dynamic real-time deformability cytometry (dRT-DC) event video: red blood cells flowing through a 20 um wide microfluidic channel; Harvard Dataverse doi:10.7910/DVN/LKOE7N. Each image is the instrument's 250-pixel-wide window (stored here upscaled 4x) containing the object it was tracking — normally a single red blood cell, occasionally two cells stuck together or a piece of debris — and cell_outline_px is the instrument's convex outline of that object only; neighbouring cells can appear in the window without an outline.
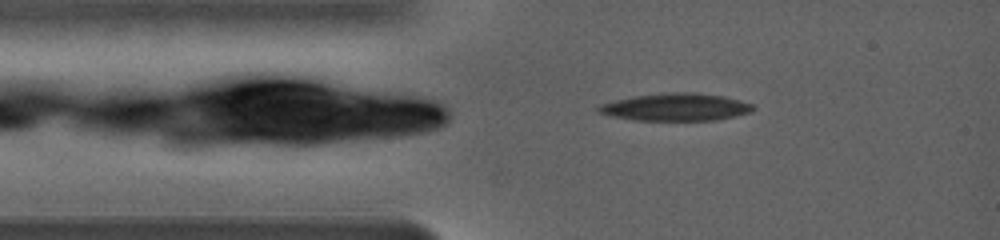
{"species": "common noctule bat (a hibernating species)", "species_latin": "Nyctalus noctula", "temperature_condition": "warm", "stored_images_in_passage": 31, "camera_frame_rate_fps": 5000, "um_per_image_px": 0.085, "animal": {"sex": "female", "body_mass_g": 19.0, "forearm_length_mm": 56.7}, "frame": {"image": 1, "passage_image": 8, "time_ms": 0.8, "image_size_px": [1000, 240], "cell_outline_px": [[756, 108], [752, 112], [736, 116], [716, 120], [636, 120], [612, 116], [596, 112], [596, 104], [632, 96], [672, 92], [696, 92], [724, 96], [740, 100], [752, 104]], "centroid_in_image_um": [57.42, 9.09], "position_along_channel_um": 27.6, "area_um2": 25.03}}
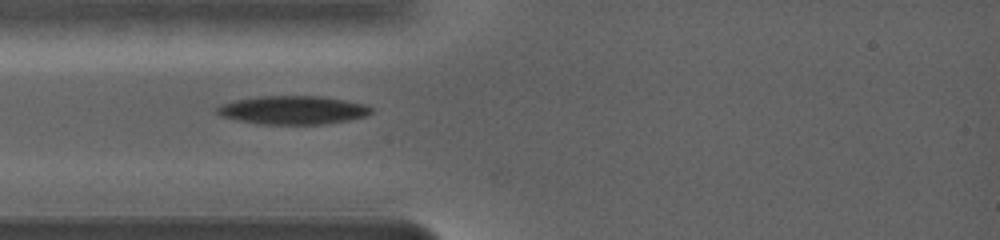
{"frame": {"image": 2, "passage_image": 19, "time_ms": 2.2, "image_size_px": [1000, 240], "cell_outline_px": [[372, 112], [364, 116], [348, 120], [324, 124], [260, 124], [220, 116], [216, 112], [216, 108], [220, 104], [236, 100], [260, 96], [320, 96], [344, 100], [364, 104], [372, 108]], "centroid_in_image_um": [24.87, 9.35], "position_along_channel_um": 60.1, "area_um2": 25.37}}
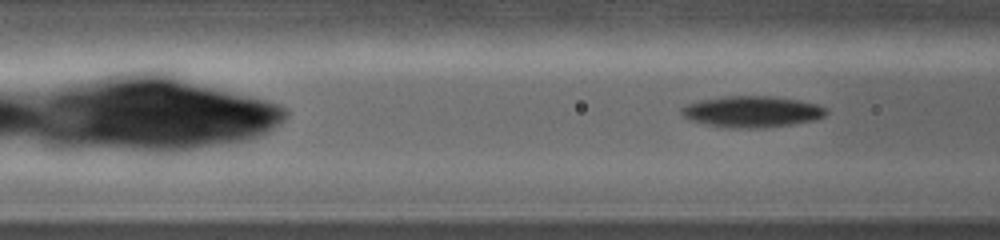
{"frame": {"image": 3, "passage_image": 28, "time_ms": 3.4, "image_size_px": [1000, 240], "cell_outline_px": [[828, 112], [824, 116], [816, 120], [792, 124], [760, 128], [724, 128], [704, 124], [692, 120], [684, 116], [680, 112], [680, 108], [684, 104], [700, 100], [724, 96], [772, 96], [800, 100], [816, 104], [824, 108]], "centroid_in_image_um": [63.88, 9.49], "position_along_channel_um": 102.7, "area_um2": 26.53}}